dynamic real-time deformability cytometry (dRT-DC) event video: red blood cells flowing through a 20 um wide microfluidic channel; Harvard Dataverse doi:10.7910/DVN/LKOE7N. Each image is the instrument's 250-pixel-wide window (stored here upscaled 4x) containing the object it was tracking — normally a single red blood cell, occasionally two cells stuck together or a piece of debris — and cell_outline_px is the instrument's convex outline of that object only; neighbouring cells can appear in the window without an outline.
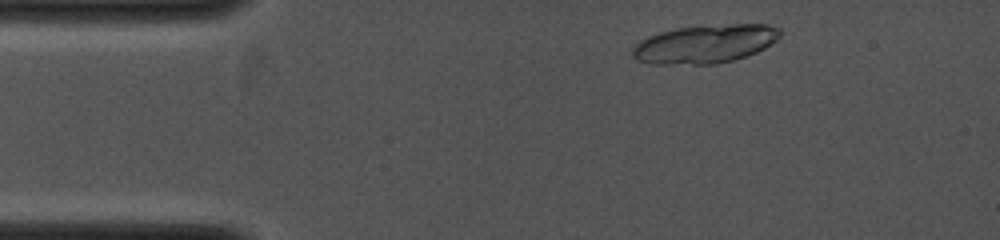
{"species": "common noctule bat (a hibernating species)", "species_latin": "Nyctalus noctula", "temperature_condition": "cold", "stored_images_in_passage": 4, "camera_frame_rate_fps": 4000, "um_per_image_px": 0.085, "animal": {"sex": "female", "body_mass_g": 19.0, "forearm_length_mm": 53.3}, "frame": {"image": 1, "passage_image": 1, "time_ms": 0.0, "image_size_px": [1000, 240], "cell_outline_px": [[780, 36], [776, 40], [764, 48], [756, 52], [732, 60], [716, 64], [652, 64], [636, 60], [632, 56], [632, 48], [640, 40], [648, 36], [660, 32], [676, 28], [732, 24], [768, 24], [780, 28]], "centroid_in_image_um": [59.9, 3.74], "position_along_channel_um": 25.1, "area_um2": 32.95}}